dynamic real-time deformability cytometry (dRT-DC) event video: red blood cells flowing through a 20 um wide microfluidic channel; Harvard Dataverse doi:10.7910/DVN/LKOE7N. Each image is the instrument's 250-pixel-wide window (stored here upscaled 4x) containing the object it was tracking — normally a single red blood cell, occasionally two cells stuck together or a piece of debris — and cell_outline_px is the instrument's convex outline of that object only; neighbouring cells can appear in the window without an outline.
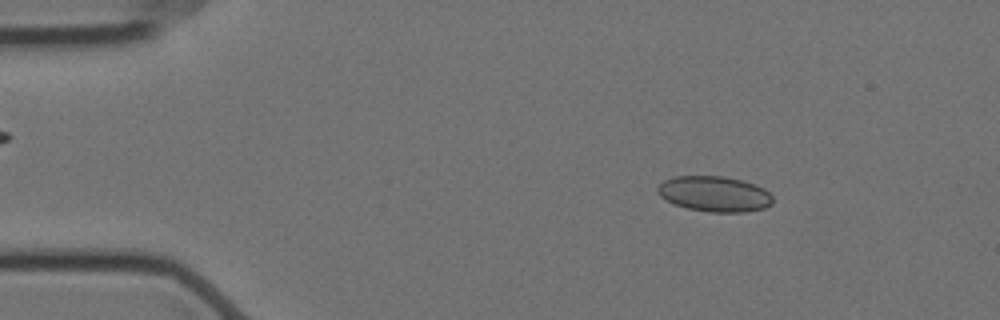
{"species": "Egyptian fruit bat (a non-hibernating species)", "species_latin": "Rousettus aegyptiacus", "temperature_condition": "cold", "stored_images_in_passage": 57, "camera_frame_rate_fps": 3000, "um_per_image_px": 0.085, "animal": {"sex": "female"}, "frame": {"image": 1, "passage_image": 8, "time_ms": 2.333, "image_size_px": [1000, 320], "cell_outline_px": [[772, 204], [764, 208], [744, 212], [708, 212], [688, 208], [676, 204], [660, 196], [656, 192], [656, 188], [664, 180], [676, 176], [724, 176], [740, 180], [764, 188], [772, 196]], "centroid_in_image_um": [60.72, 16.48], "position_along_channel_um": 24.3, "area_um2": 23.64}}
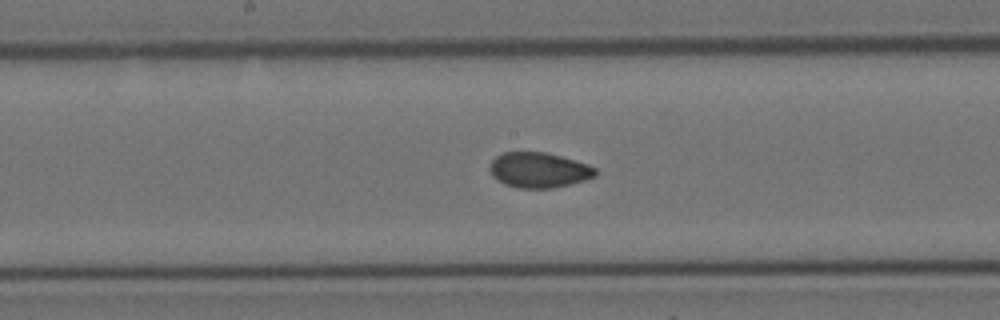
{"frame": {"image": 2, "passage_image": 29, "time_ms": 9.333, "image_size_px": [1000, 320], "cell_outline_px": [[596, 176], [584, 180], [552, 188], [520, 188], [504, 184], [496, 180], [492, 176], [488, 168], [492, 160], [496, 156], [504, 152], [544, 152], [560, 156], [588, 164], [596, 168]], "centroid_in_image_um": [45.76, 14.45], "position_along_channel_um": 202.4, "area_um2": 21.68}}
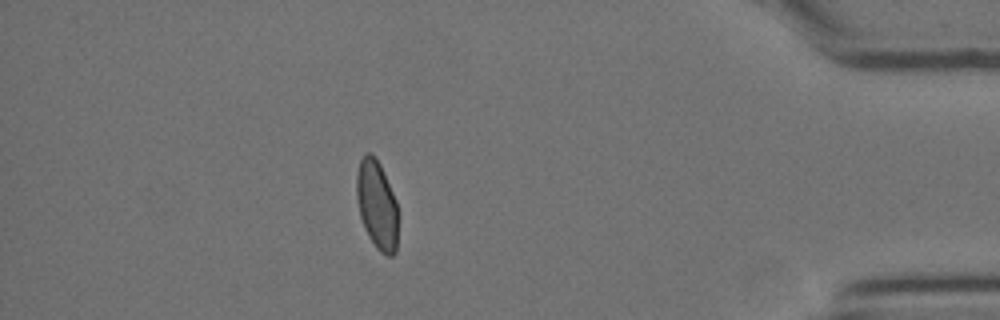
{"frame": {"image": 3, "passage_image": 50, "time_ms": 16.333, "image_size_px": [1000, 320], "cell_outline_px": [[396, 252], [392, 256], [388, 256], [380, 252], [376, 248], [368, 236], [364, 228], [360, 216], [356, 196], [356, 172], [360, 160], [364, 152], [372, 152], [376, 156], [380, 164], [396, 200]], "centroid_in_image_um": [32.0, 17.36], "position_along_channel_um": 403.2, "area_um2": 21.5}, "authors_computed_cell_mechanics": {"area_um2": 22.1952, "velocity_mm_per_s": 3.5142, "shape_relaxation_time_tau1_ms": null, "shape_relaxation_time_tau2_ms": 1.2187, "deformation_change_tau1": null, "deformation_change_tau2": 0.0535}}